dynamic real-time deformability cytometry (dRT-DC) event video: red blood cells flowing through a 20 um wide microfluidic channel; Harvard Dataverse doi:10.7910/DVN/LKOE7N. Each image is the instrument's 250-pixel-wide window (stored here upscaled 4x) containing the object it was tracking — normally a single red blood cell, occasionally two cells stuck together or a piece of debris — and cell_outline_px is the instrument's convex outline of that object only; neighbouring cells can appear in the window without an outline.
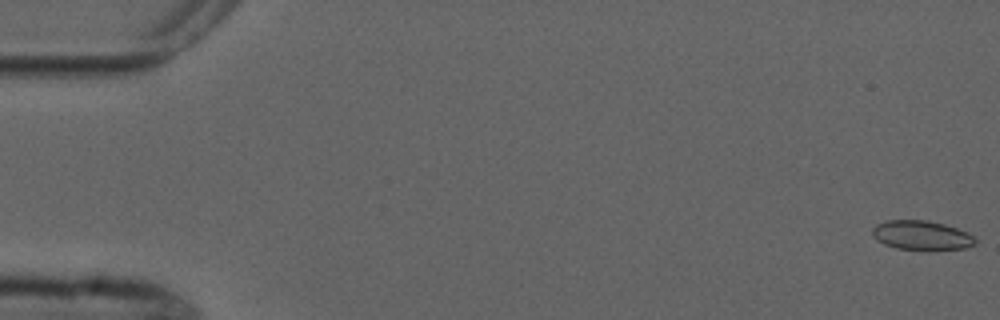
{"species": "common noctule bat (a hibernating species)", "species_latin": "Nyctalus noctula", "temperature_condition": "cold", "stored_images_in_passage": 5, "camera_frame_rate_fps": 3000, "um_per_image_px": 0.085, "animal": {"sex": "male", "forearm_length_mm": 52.5}, "frame": {"image": 1, "passage_image": 1, "time_ms": 0.0, "image_size_px": [1000, 320], "cell_outline_px": [[976, 244], [964, 248], [896, 248], [884, 244], [872, 236], [872, 228], [876, 224], [888, 220], [928, 220], [944, 224], [956, 228], [972, 236], [976, 240]], "centroid_in_image_um": [78.27, 19.96], "position_along_channel_um": 6.7, "area_um2": 16.99}}